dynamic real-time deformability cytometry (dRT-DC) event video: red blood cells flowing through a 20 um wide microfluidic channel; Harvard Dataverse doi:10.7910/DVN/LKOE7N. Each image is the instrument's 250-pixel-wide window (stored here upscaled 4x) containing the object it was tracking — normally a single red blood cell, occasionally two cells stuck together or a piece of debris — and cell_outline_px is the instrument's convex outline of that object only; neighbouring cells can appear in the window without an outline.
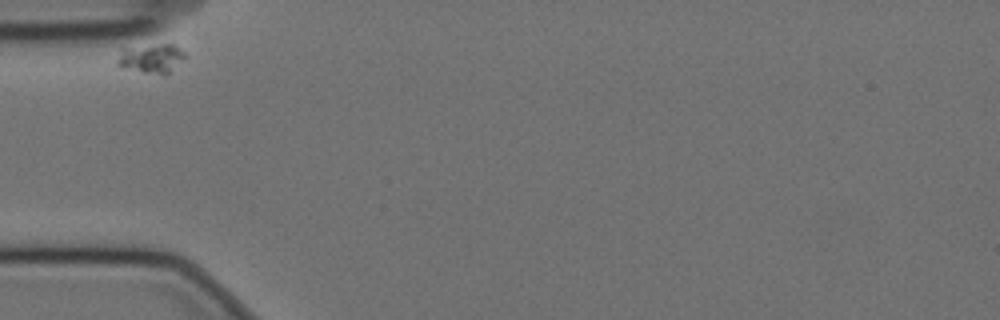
{"species": "Egyptian fruit bat (a non-hibernating species)", "species_latin": "Rousettus aegyptiacus", "temperature_condition": "cold", "stored_images_in_passage": 38, "camera_frame_rate_fps": 3000, "um_per_image_px": 0.085, "animal": {"sex": "female"}, "frame": {"image": 1, "passage_image": 1, "time_ms": 0.0, "image_size_px": [1000, 320], "cell_outline_px": [[184, 56], [164, 76], [144, 72], [116, 64], [124, 48], [164, 44], [176, 44], [184, 52]], "centroid_in_image_um": [12.89, 4.95], "position_along_channel_um": 72.1, "area_um2": 10.87}}